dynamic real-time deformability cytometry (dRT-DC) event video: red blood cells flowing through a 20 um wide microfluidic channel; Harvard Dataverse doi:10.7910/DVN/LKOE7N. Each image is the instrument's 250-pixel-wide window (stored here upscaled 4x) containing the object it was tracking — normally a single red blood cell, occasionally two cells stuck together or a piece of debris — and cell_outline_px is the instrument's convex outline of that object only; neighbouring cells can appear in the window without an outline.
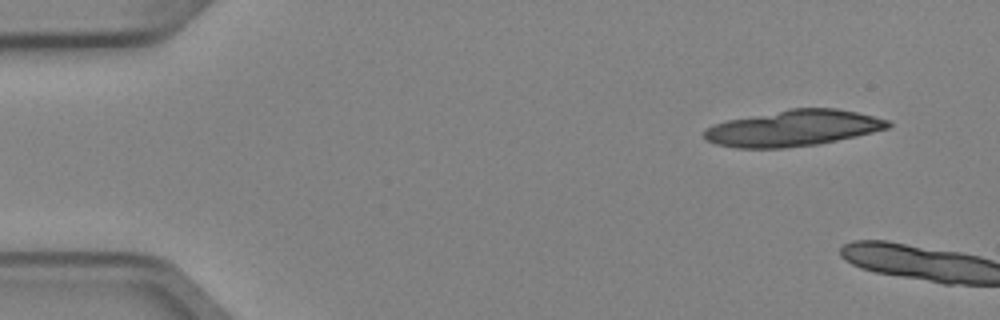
{"species": "Egyptian fruit bat (a non-hibernating species)", "species_latin": "Rousettus aegyptiacus", "temperature_condition": "cold", "stored_images_in_passage": 2, "camera_frame_rate_fps": 3000, "um_per_image_px": 0.085, "animal": {"sex": "female"}, "frame": {"image": 1, "passage_image": 1, "time_ms": 0.0, "image_size_px": [1000, 320], "cell_outline_px": [[892, 124], [888, 128], [856, 136], [816, 144], [784, 148], [736, 148], [716, 144], [704, 140], [704, 128], [728, 120], [788, 108], [836, 108], [856, 112], [888, 120]], "centroid_in_image_um": [67.38, 10.89], "position_along_channel_um": 17.6, "area_um2": 38.49}}